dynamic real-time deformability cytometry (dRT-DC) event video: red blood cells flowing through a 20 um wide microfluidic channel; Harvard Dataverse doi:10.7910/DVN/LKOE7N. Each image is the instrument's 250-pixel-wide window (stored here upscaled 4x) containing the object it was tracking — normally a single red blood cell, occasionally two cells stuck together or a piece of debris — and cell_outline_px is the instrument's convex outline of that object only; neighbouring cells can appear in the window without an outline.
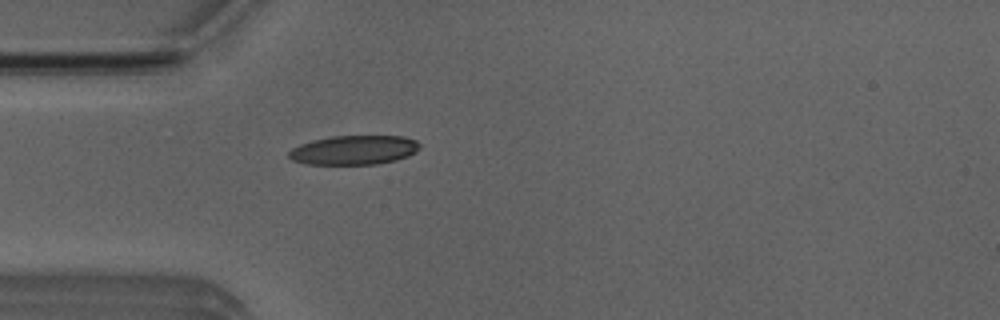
{"species": "Egyptian fruit bat (a non-hibernating species)", "species_latin": "Rousettus aegyptiacus", "temperature_condition": "room temperature", "stored_images_in_passage": 39, "camera_frame_rate_fps": 3000, "um_per_image_px": 0.085, "animal": {"sex": "male"}, "frame": {"image": 1, "passage_image": 2, "time_ms": 0.333, "image_size_px": [1000, 320], "cell_outline_px": [[420, 148], [416, 152], [408, 156], [396, 160], [376, 164], [308, 164], [292, 160], [288, 156], [288, 152], [292, 148], [300, 144], [312, 140], [332, 136], [404, 136], [416, 140], [420, 144]], "centroid_in_image_um": [30.1, 12.75], "position_along_channel_um": 54.9, "area_um2": 22.37}}
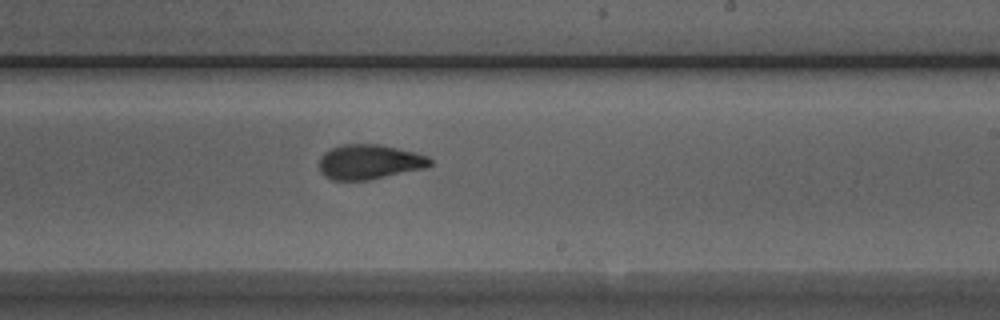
{"frame": {"image": 2, "passage_image": 18, "time_ms": 5.667, "image_size_px": [1000, 320], "cell_outline_px": [[432, 164], [424, 168], [368, 180], [332, 180], [324, 176], [320, 172], [320, 156], [324, 152], [340, 144], [380, 144], [416, 152], [428, 156], [432, 160]], "centroid_in_image_um": [31.39, 13.75], "position_along_channel_um": 257.6, "area_um2": 22.54}}
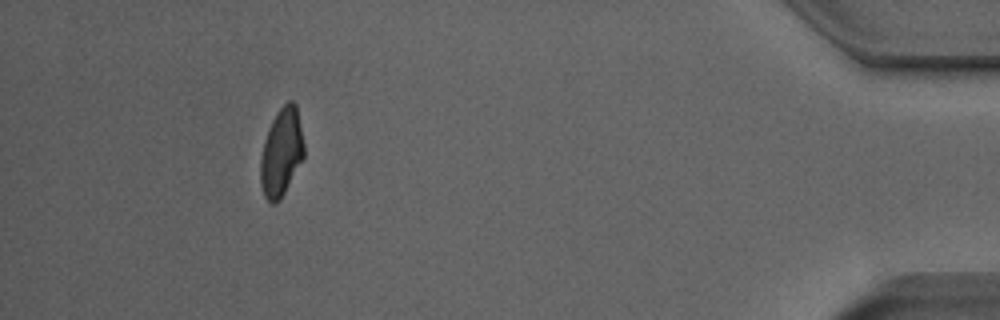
{"frame": {"image": 3, "passage_image": 35, "time_ms": 11.333, "image_size_px": [1000, 320], "cell_outline_px": [[304, 156], [280, 200], [276, 204], [272, 204], [264, 196], [260, 184], [260, 156], [264, 140], [268, 128], [276, 112], [288, 100], [292, 100], [296, 104], [304, 144]], "centroid_in_image_um": [23.9, 12.94], "position_along_channel_um": 411.3, "area_um2": 22.37}, "authors_computed_cell_mechanics": {"area_um2": 22.7732, "velocity_mm_per_s": 3.8912, "shape_relaxation_time_tau1_ms": 5.4119, "shape_relaxation_time_tau2_ms": 1.6365, "deformation_change_tau1": 0.1697, "deformation_change_tau2": 0.0844}}